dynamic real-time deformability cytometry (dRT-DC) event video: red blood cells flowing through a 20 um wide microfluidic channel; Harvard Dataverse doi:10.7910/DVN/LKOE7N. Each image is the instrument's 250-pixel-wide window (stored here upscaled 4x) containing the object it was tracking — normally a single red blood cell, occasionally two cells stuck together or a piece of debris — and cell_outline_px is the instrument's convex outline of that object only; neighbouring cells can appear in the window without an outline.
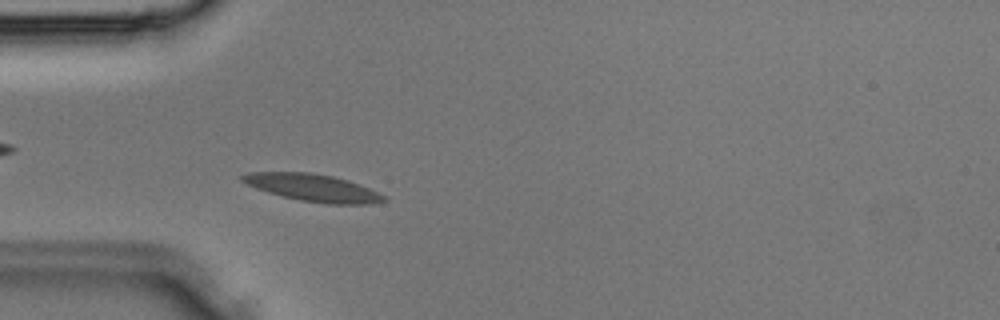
{"species": "Egyptian fruit bat (a non-hibernating species)", "species_latin": "Rousettus aegyptiacus", "temperature_condition": "room temperature", "stored_images_in_passage": 31, "camera_frame_rate_fps": 3000, "um_per_image_px": 0.085, "animal": {"sex": "male"}, "frame": {"image": 1, "passage_image": 6, "time_ms": 1.667, "image_size_px": [1000, 320], "cell_outline_px": [[388, 200], [368, 204], [324, 204], [300, 200], [268, 192], [256, 188], [240, 180], [240, 176], [248, 172], [312, 172], [332, 176], [348, 180], [360, 184], [384, 196]], "centroid_in_image_um": [26.58, 15.95], "position_along_channel_um": 58.4, "area_um2": 22.37}}
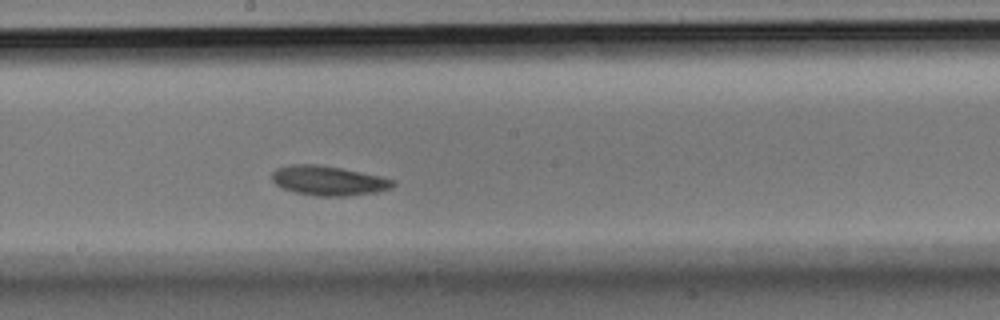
{"frame": {"image": 2, "passage_image": 15, "time_ms": 4.667, "image_size_px": [1000, 320], "cell_outline_px": [[396, 184], [392, 188], [380, 192], [344, 196], [316, 196], [296, 192], [284, 188], [276, 184], [272, 180], [272, 172], [276, 168], [292, 164], [316, 164], [340, 168], [380, 176], [396, 180]], "centroid_in_image_um": [27.95, 15.36], "position_along_channel_um": 220.2, "area_um2": 20.87}}
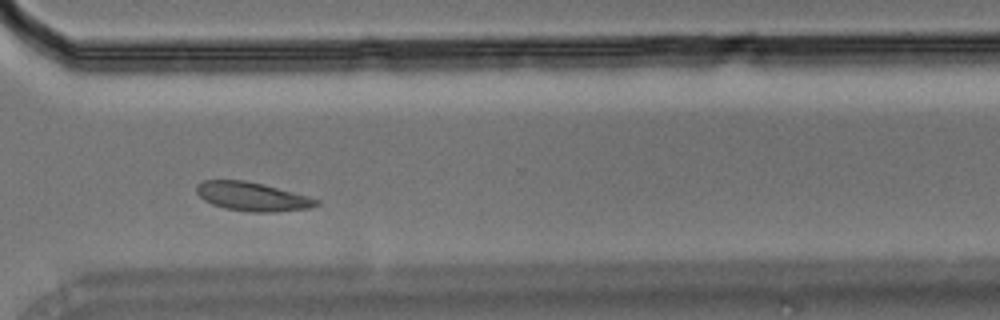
{"frame": {"image": 3, "passage_image": 22, "time_ms": 7.0, "image_size_px": [1000, 320], "cell_outline_px": [[320, 204], [308, 208], [276, 212], [248, 212], [224, 208], [212, 204], [204, 200], [196, 192], [196, 188], [204, 180], [244, 180], [308, 196], [320, 200]], "centroid_in_image_um": [21.44, 16.72], "position_along_channel_um": 349.2, "area_um2": 19.83}}